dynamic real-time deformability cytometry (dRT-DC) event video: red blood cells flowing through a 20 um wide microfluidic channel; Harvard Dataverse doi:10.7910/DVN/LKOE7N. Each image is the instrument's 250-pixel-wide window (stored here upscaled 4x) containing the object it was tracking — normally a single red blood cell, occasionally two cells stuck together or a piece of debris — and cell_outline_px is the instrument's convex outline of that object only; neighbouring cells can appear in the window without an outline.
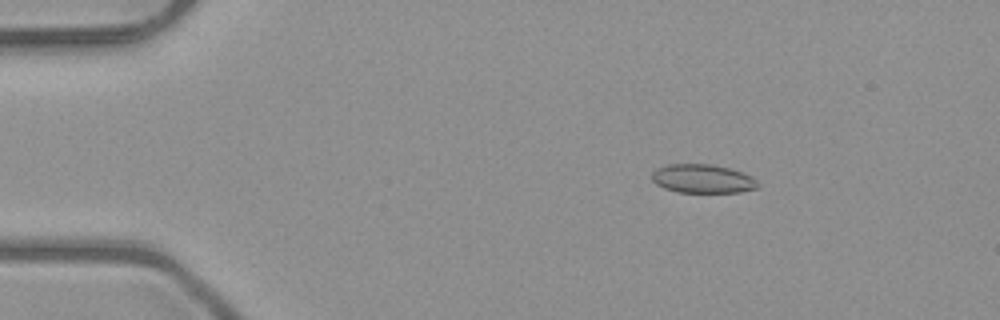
{"species": "common noctule bat (a hibernating species)", "species_latin": "Nyctalus noctula", "temperature_condition": "room temperature", "stored_images_in_passage": 48, "camera_frame_rate_fps": 3000, "um_per_image_px": 0.085, "animal": {"sex": "male", "body_mass_g": 23.1, "forearm_length_mm": 52.7}, "frame": {"image": 1, "passage_image": 5, "time_ms": 1.333, "image_size_px": [1000, 320], "cell_outline_px": [[760, 184], [756, 188], [740, 192], [676, 192], [664, 188], [656, 184], [652, 180], [652, 172], [656, 168], [668, 164], [708, 164], [728, 168], [752, 176]], "centroid_in_image_um": [59.7, 15.19], "position_along_channel_um": 25.3, "area_um2": 17.69}}
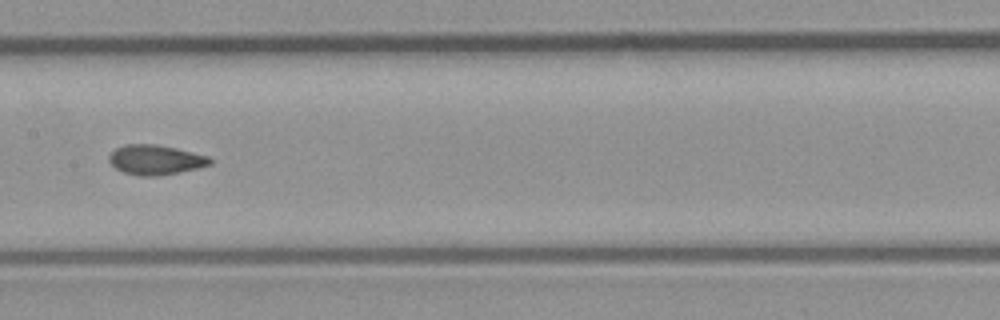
{"frame": {"image": 2, "passage_image": 23, "time_ms": 7.333, "image_size_px": [1000, 320], "cell_outline_px": [[212, 164], [180, 172], [156, 176], [140, 176], [124, 172], [116, 168], [108, 160], [108, 156], [116, 148], [124, 144], [156, 144], [176, 148], [208, 156], [212, 160]], "centroid_in_image_um": [13.21, 13.58], "position_along_channel_um": 194.2, "area_um2": 17.46}}
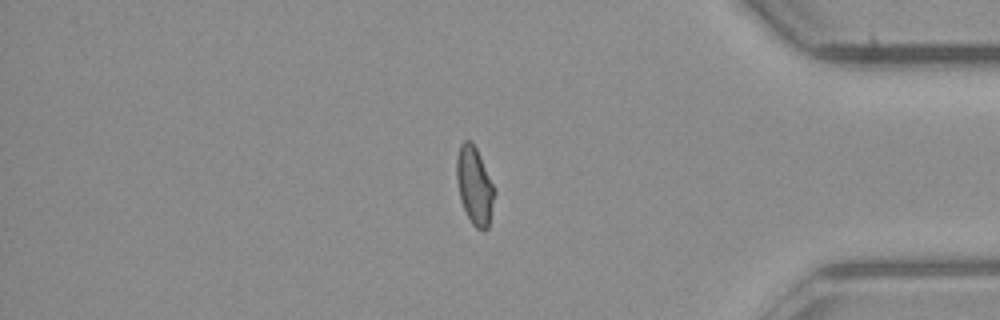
{"frame": {"image": 3, "passage_image": 40, "time_ms": 13.0, "image_size_px": [1000, 320], "cell_outline_px": [[496, 192], [488, 228], [484, 232], [476, 228], [472, 224], [460, 200], [456, 180], [456, 156], [460, 144], [464, 140], [472, 140], [476, 148]], "centroid_in_image_um": [40.32, 15.79], "position_along_channel_um": 394.9, "area_um2": 17.22}, "authors_computed_cell_mechanics": {"area_um2": 17.2244, "velocity_mm_per_s": 4.0348, "shape_relaxation_time_tau1_ms": null, "shape_relaxation_time_tau2_ms": 1.1584, "deformation_change_tau1": null, "deformation_change_tau2": 0.0394}}